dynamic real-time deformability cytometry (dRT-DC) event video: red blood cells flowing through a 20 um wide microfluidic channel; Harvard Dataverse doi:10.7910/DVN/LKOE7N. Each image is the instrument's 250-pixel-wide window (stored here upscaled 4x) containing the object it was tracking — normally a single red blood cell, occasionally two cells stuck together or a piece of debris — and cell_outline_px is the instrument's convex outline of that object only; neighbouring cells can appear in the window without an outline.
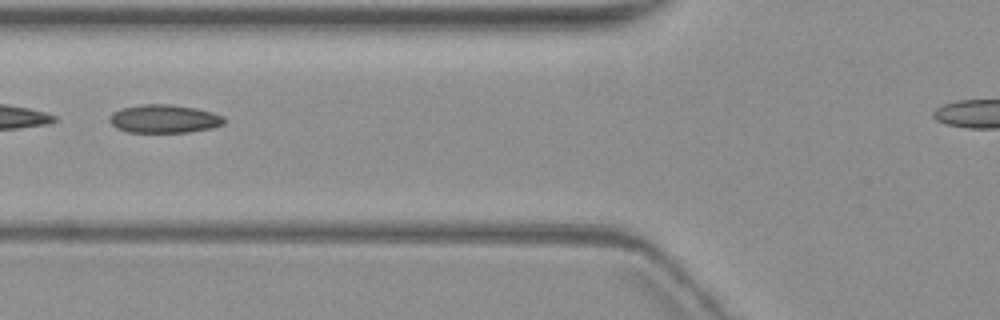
{"species": "common noctule bat (a hibernating species)", "species_latin": "Nyctalus noctula", "temperature_condition": "warm", "stored_images_in_passage": 4, "camera_frame_rate_fps": 3000, "um_per_image_px": 0.085, "animal": {"sex": "female", "body_mass_g": 19.3, "forearm_length_mm": 54.1}, "frame": {"image": 1, "passage_image": 2, "time_ms": 1.0, "image_size_px": [1000, 320], "cell_outline_px": [[224, 124], [212, 128], [188, 132], [128, 132], [116, 128], [108, 120], [108, 116], [112, 112], [120, 108], [140, 104], [172, 104], [196, 108], [212, 112], [224, 116]], "centroid_in_image_um": [13.92, 10.09], "position_along_channel_um": 111.9, "area_um2": 19.13}}
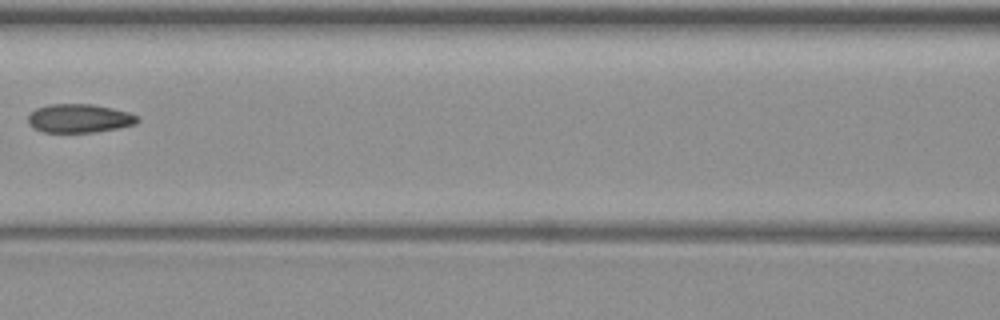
{"frame": {"image": 2, "passage_image": 3, "time_ms": 2.333, "image_size_px": [1000, 320], "cell_outline_px": [[140, 120], [136, 124], [96, 132], [44, 132], [32, 128], [28, 124], [28, 116], [36, 108], [48, 104], [92, 104], [112, 108], [128, 112], [140, 116]], "centroid_in_image_um": [6.74, 10.06], "position_along_channel_um": 159.9, "area_um2": 18.38}}
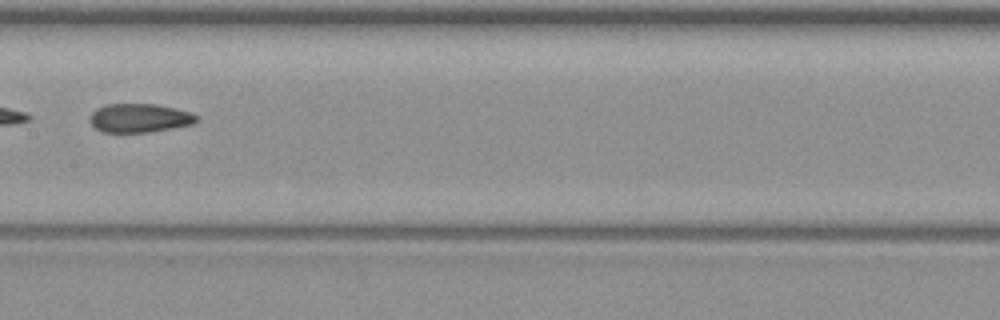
{"frame": {"image": 3, "passage_image": 4, "time_ms": 3.333, "image_size_px": [1000, 320], "cell_outline_px": [[200, 120], [196, 124], [148, 132], [100, 132], [88, 120], [88, 116], [96, 108], [108, 104], [156, 104], [192, 112]], "centroid_in_image_um": [11.86, 10.03], "position_along_channel_um": 195.5, "area_um2": 18.09}}